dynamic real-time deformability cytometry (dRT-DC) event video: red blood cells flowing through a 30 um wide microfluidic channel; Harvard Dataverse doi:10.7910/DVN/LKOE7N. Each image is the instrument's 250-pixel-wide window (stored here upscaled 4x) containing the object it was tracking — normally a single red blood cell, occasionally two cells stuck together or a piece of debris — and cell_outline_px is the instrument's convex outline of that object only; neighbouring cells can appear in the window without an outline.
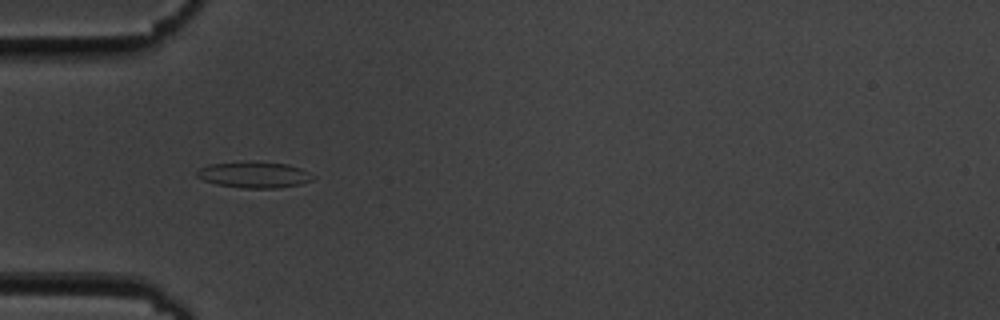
{"species": "common noctule bat (a hibernating species)", "species_latin": "Nyctalus noctula", "temperature_condition": "cold", "stored_images_in_passage": 43, "camera_frame_rate_fps": 3000, "um_per_image_px": 0.085, "animal": {"sex": "male", "body_mass_g": 19.5, "forearm_length_mm": 54.6}, "frame": {"image": 1, "passage_image": 5, "time_ms": 1.333, "image_size_px": [1000, 320], "cell_outline_px": [[316, 176], [312, 180], [300, 184], [276, 188], [240, 188], [216, 184], [204, 180], [196, 176], [196, 172], [200, 168], [208, 164], [248, 160], [252, 160], [288, 164], [300, 168]], "centroid_in_image_um": [21.59, 14.83], "position_along_channel_um": 63.4, "area_um2": 18.03}}
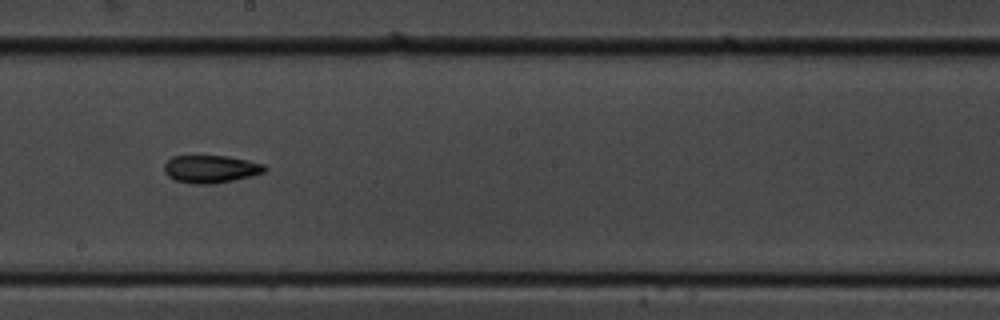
{"frame": {"image": 2, "passage_image": 19, "time_ms": 6.0, "image_size_px": [1000, 320], "cell_outline_px": [[268, 168], [264, 172], [252, 176], [216, 184], [192, 184], [176, 180], [168, 176], [164, 172], [164, 164], [172, 156], [228, 156], [264, 164]], "centroid_in_image_um": [17.92, 14.37], "position_along_channel_um": 230.3, "area_um2": 16.3}}
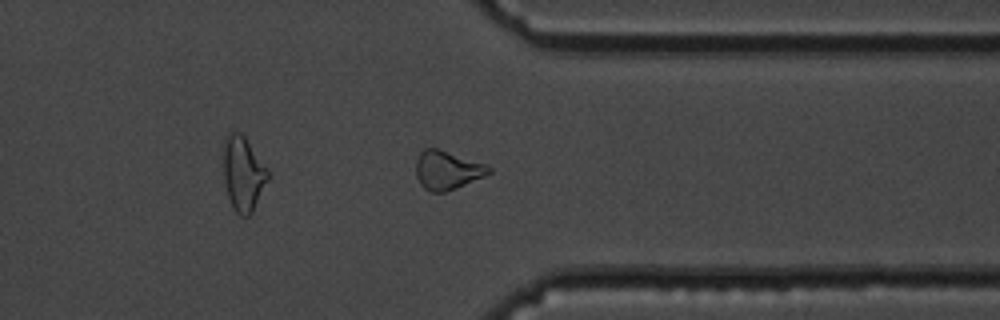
{"frame": {"image": 3, "passage_image": 31, "time_ms": 10.0, "image_size_px": [1000, 320], "cell_outline_px": [[492, 172], [484, 176], [456, 188], [444, 192], [432, 192], [424, 188], [420, 184], [416, 176], [416, 160], [420, 152], [424, 148], [436, 148], [488, 164], [492, 168]], "centroid_in_image_um": [38.02, 14.45], "position_along_channel_um": 373.4, "area_um2": 16.47}, "authors_computed_cell_mechanics": {"area_um2": 16.5308, "velocity_mm_per_s": 3.617, "shape_relaxation_time_tau1_ms": 7.1801, "shape_relaxation_time_tau2_ms": 8.6426, "deformation_change_tau1": 0.132, "deformation_change_tau2": 0.1713}}